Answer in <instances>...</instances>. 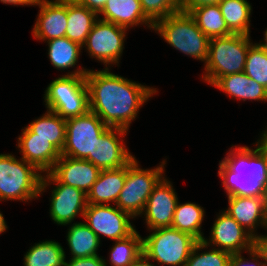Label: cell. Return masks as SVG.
<instances>
[{
	"instance_id": "5",
	"label": "cell",
	"mask_w": 267,
	"mask_h": 266,
	"mask_svg": "<svg viewBox=\"0 0 267 266\" xmlns=\"http://www.w3.org/2000/svg\"><path fill=\"white\" fill-rule=\"evenodd\" d=\"M153 30L175 49L206 63L210 39L189 13L178 11L160 19L154 23Z\"/></svg>"
},
{
	"instance_id": "40",
	"label": "cell",
	"mask_w": 267,
	"mask_h": 266,
	"mask_svg": "<svg viewBox=\"0 0 267 266\" xmlns=\"http://www.w3.org/2000/svg\"><path fill=\"white\" fill-rule=\"evenodd\" d=\"M128 266H155V265L150 263V259L144 253H142Z\"/></svg>"
},
{
	"instance_id": "34",
	"label": "cell",
	"mask_w": 267,
	"mask_h": 266,
	"mask_svg": "<svg viewBox=\"0 0 267 266\" xmlns=\"http://www.w3.org/2000/svg\"><path fill=\"white\" fill-rule=\"evenodd\" d=\"M144 14L153 22L181 11V0H140Z\"/></svg>"
},
{
	"instance_id": "14",
	"label": "cell",
	"mask_w": 267,
	"mask_h": 266,
	"mask_svg": "<svg viewBox=\"0 0 267 266\" xmlns=\"http://www.w3.org/2000/svg\"><path fill=\"white\" fill-rule=\"evenodd\" d=\"M177 203L178 197L171 182L163 177L151 192L142 213L148 228L171 227Z\"/></svg>"
},
{
	"instance_id": "9",
	"label": "cell",
	"mask_w": 267,
	"mask_h": 266,
	"mask_svg": "<svg viewBox=\"0 0 267 266\" xmlns=\"http://www.w3.org/2000/svg\"><path fill=\"white\" fill-rule=\"evenodd\" d=\"M107 128L90 110L84 115L66 119L65 144L61 156L85 159L94 164L95 142Z\"/></svg>"
},
{
	"instance_id": "16",
	"label": "cell",
	"mask_w": 267,
	"mask_h": 266,
	"mask_svg": "<svg viewBox=\"0 0 267 266\" xmlns=\"http://www.w3.org/2000/svg\"><path fill=\"white\" fill-rule=\"evenodd\" d=\"M40 12L33 28L38 40L50 41L65 37L68 25V0H37Z\"/></svg>"
},
{
	"instance_id": "17",
	"label": "cell",
	"mask_w": 267,
	"mask_h": 266,
	"mask_svg": "<svg viewBox=\"0 0 267 266\" xmlns=\"http://www.w3.org/2000/svg\"><path fill=\"white\" fill-rule=\"evenodd\" d=\"M100 171L98 167L85 159L61 156L50 173L60 183L81 189L87 194Z\"/></svg>"
},
{
	"instance_id": "43",
	"label": "cell",
	"mask_w": 267,
	"mask_h": 266,
	"mask_svg": "<svg viewBox=\"0 0 267 266\" xmlns=\"http://www.w3.org/2000/svg\"><path fill=\"white\" fill-rule=\"evenodd\" d=\"M264 40L265 42L264 43H259L263 48L264 50L267 52V29L265 31V34H264Z\"/></svg>"
},
{
	"instance_id": "37",
	"label": "cell",
	"mask_w": 267,
	"mask_h": 266,
	"mask_svg": "<svg viewBox=\"0 0 267 266\" xmlns=\"http://www.w3.org/2000/svg\"><path fill=\"white\" fill-rule=\"evenodd\" d=\"M253 248L260 255V259H263V263L267 266V235H257L254 237Z\"/></svg>"
},
{
	"instance_id": "36",
	"label": "cell",
	"mask_w": 267,
	"mask_h": 266,
	"mask_svg": "<svg viewBox=\"0 0 267 266\" xmlns=\"http://www.w3.org/2000/svg\"><path fill=\"white\" fill-rule=\"evenodd\" d=\"M65 266H107V264L105 259L95 255L84 258H71L69 262H65Z\"/></svg>"
},
{
	"instance_id": "18",
	"label": "cell",
	"mask_w": 267,
	"mask_h": 266,
	"mask_svg": "<svg viewBox=\"0 0 267 266\" xmlns=\"http://www.w3.org/2000/svg\"><path fill=\"white\" fill-rule=\"evenodd\" d=\"M228 204L224 211L253 237L257 236L254 229L259 224L267 229L266 197L229 196Z\"/></svg>"
},
{
	"instance_id": "28",
	"label": "cell",
	"mask_w": 267,
	"mask_h": 266,
	"mask_svg": "<svg viewBox=\"0 0 267 266\" xmlns=\"http://www.w3.org/2000/svg\"><path fill=\"white\" fill-rule=\"evenodd\" d=\"M204 209L196 203H177L171 227L187 233L197 241L204 239L201 232L202 221L204 220Z\"/></svg>"
},
{
	"instance_id": "29",
	"label": "cell",
	"mask_w": 267,
	"mask_h": 266,
	"mask_svg": "<svg viewBox=\"0 0 267 266\" xmlns=\"http://www.w3.org/2000/svg\"><path fill=\"white\" fill-rule=\"evenodd\" d=\"M65 251L56 241L35 243L24 255V266H65Z\"/></svg>"
},
{
	"instance_id": "42",
	"label": "cell",
	"mask_w": 267,
	"mask_h": 266,
	"mask_svg": "<svg viewBox=\"0 0 267 266\" xmlns=\"http://www.w3.org/2000/svg\"><path fill=\"white\" fill-rule=\"evenodd\" d=\"M7 229V225L5 222V219L3 217V214L0 212V234L5 232Z\"/></svg>"
},
{
	"instance_id": "33",
	"label": "cell",
	"mask_w": 267,
	"mask_h": 266,
	"mask_svg": "<svg viewBox=\"0 0 267 266\" xmlns=\"http://www.w3.org/2000/svg\"><path fill=\"white\" fill-rule=\"evenodd\" d=\"M207 245L201 241H197L194 245L190 256L185 264V266H229V260L231 253L220 250L217 248H212L208 252H203L198 254V251L205 249Z\"/></svg>"
},
{
	"instance_id": "4",
	"label": "cell",
	"mask_w": 267,
	"mask_h": 266,
	"mask_svg": "<svg viewBox=\"0 0 267 266\" xmlns=\"http://www.w3.org/2000/svg\"><path fill=\"white\" fill-rule=\"evenodd\" d=\"M249 36L230 34L211 38L202 79L213 85L220 77L244 72L247 52L252 44Z\"/></svg>"
},
{
	"instance_id": "39",
	"label": "cell",
	"mask_w": 267,
	"mask_h": 266,
	"mask_svg": "<svg viewBox=\"0 0 267 266\" xmlns=\"http://www.w3.org/2000/svg\"><path fill=\"white\" fill-rule=\"evenodd\" d=\"M80 5L90 9L100 16L108 0H76Z\"/></svg>"
},
{
	"instance_id": "13",
	"label": "cell",
	"mask_w": 267,
	"mask_h": 266,
	"mask_svg": "<svg viewBox=\"0 0 267 266\" xmlns=\"http://www.w3.org/2000/svg\"><path fill=\"white\" fill-rule=\"evenodd\" d=\"M210 235L209 241L203 239L207 246L214 245L218 247L217 249L231 254L242 253V250L248 252L253 249L254 237L225 211L214 221Z\"/></svg>"
},
{
	"instance_id": "8",
	"label": "cell",
	"mask_w": 267,
	"mask_h": 266,
	"mask_svg": "<svg viewBox=\"0 0 267 266\" xmlns=\"http://www.w3.org/2000/svg\"><path fill=\"white\" fill-rule=\"evenodd\" d=\"M142 238L143 253L159 264L185 266L197 240L172 227L152 229Z\"/></svg>"
},
{
	"instance_id": "23",
	"label": "cell",
	"mask_w": 267,
	"mask_h": 266,
	"mask_svg": "<svg viewBox=\"0 0 267 266\" xmlns=\"http://www.w3.org/2000/svg\"><path fill=\"white\" fill-rule=\"evenodd\" d=\"M46 112L22 129L20 137H43L62 152L65 144L66 119L48 109Z\"/></svg>"
},
{
	"instance_id": "22",
	"label": "cell",
	"mask_w": 267,
	"mask_h": 266,
	"mask_svg": "<svg viewBox=\"0 0 267 266\" xmlns=\"http://www.w3.org/2000/svg\"><path fill=\"white\" fill-rule=\"evenodd\" d=\"M213 86L240 101H267V89L244 72L220 77Z\"/></svg>"
},
{
	"instance_id": "38",
	"label": "cell",
	"mask_w": 267,
	"mask_h": 266,
	"mask_svg": "<svg viewBox=\"0 0 267 266\" xmlns=\"http://www.w3.org/2000/svg\"><path fill=\"white\" fill-rule=\"evenodd\" d=\"M220 0H181V11L189 13L192 9L211 4H218Z\"/></svg>"
},
{
	"instance_id": "3",
	"label": "cell",
	"mask_w": 267,
	"mask_h": 266,
	"mask_svg": "<svg viewBox=\"0 0 267 266\" xmlns=\"http://www.w3.org/2000/svg\"><path fill=\"white\" fill-rule=\"evenodd\" d=\"M89 70L78 68L52 81L44 94L45 106L63 119L86 114L89 109V91L85 75Z\"/></svg>"
},
{
	"instance_id": "41",
	"label": "cell",
	"mask_w": 267,
	"mask_h": 266,
	"mask_svg": "<svg viewBox=\"0 0 267 266\" xmlns=\"http://www.w3.org/2000/svg\"><path fill=\"white\" fill-rule=\"evenodd\" d=\"M4 4L12 5H36L37 0H0Z\"/></svg>"
},
{
	"instance_id": "27",
	"label": "cell",
	"mask_w": 267,
	"mask_h": 266,
	"mask_svg": "<svg viewBox=\"0 0 267 266\" xmlns=\"http://www.w3.org/2000/svg\"><path fill=\"white\" fill-rule=\"evenodd\" d=\"M218 5L228 29L233 34L250 35L252 7L247 0H220Z\"/></svg>"
},
{
	"instance_id": "31",
	"label": "cell",
	"mask_w": 267,
	"mask_h": 266,
	"mask_svg": "<svg viewBox=\"0 0 267 266\" xmlns=\"http://www.w3.org/2000/svg\"><path fill=\"white\" fill-rule=\"evenodd\" d=\"M142 250V237L135 231L127 238L116 240L111 248V266H128L140 254Z\"/></svg>"
},
{
	"instance_id": "10",
	"label": "cell",
	"mask_w": 267,
	"mask_h": 266,
	"mask_svg": "<svg viewBox=\"0 0 267 266\" xmlns=\"http://www.w3.org/2000/svg\"><path fill=\"white\" fill-rule=\"evenodd\" d=\"M127 28L98 18L82 47L89 55L107 64H119L122 56Z\"/></svg>"
},
{
	"instance_id": "11",
	"label": "cell",
	"mask_w": 267,
	"mask_h": 266,
	"mask_svg": "<svg viewBox=\"0 0 267 266\" xmlns=\"http://www.w3.org/2000/svg\"><path fill=\"white\" fill-rule=\"evenodd\" d=\"M50 183H55L50 197V216L58 225L71 224L78 213L83 216L87 208V194L81 189L60 183L50 172L43 175L40 193L45 191Z\"/></svg>"
},
{
	"instance_id": "20",
	"label": "cell",
	"mask_w": 267,
	"mask_h": 266,
	"mask_svg": "<svg viewBox=\"0 0 267 266\" xmlns=\"http://www.w3.org/2000/svg\"><path fill=\"white\" fill-rule=\"evenodd\" d=\"M102 20L129 28L147 24L153 29L154 23L144 14L140 0H108L102 12Z\"/></svg>"
},
{
	"instance_id": "12",
	"label": "cell",
	"mask_w": 267,
	"mask_h": 266,
	"mask_svg": "<svg viewBox=\"0 0 267 266\" xmlns=\"http://www.w3.org/2000/svg\"><path fill=\"white\" fill-rule=\"evenodd\" d=\"M83 218L87 220L86 224L99 239L100 235H103L111 240H121L136 231L129 221L133 217L117 206L109 204H88Z\"/></svg>"
},
{
	"instance_id": "7",
	"label": "cell",
	"mask_w": 267,
	"mask_h": 266,
	"mask_svg": "<svg viewBox=\"0 0 267 266\" xmlns=\"http://www.w3.org/2000/svg\"><path fill=\"white\" fill-rule=\"evenodd\" d=\"M165 162L154 169H141L135 158L128 163L124 186L115 205L133 218L140 216L154 187L164 177Z\"/></svg>"
},
{
	"instance_id": "35",
	"label": "cell",
	"mask_w": 267,
	"mask_h": 266,
	"mask_svg": "<svg viewBox=\"0 0 267 266\" xmlns=\"http://www.w3.org/2000/svg\"><path fill=\"white\" fill-rule=\"evenodd\" d=\"M253 262H248V259L242 257L241 253L232 254L229 260V266H266L263 261H259L260 255L254 248L248 251ZM255 262V263H254Z\"/></svg>"
},
{
	"instance_id": "19",
	"label": "cell",
	"mask_w": 267,
	"mask_h": 266,
	"mask_svg": "<svg viewBox=\"0 0 267 266\" xmlns=\"http://www.w3.org/2000/svg\"><path fill=\"white\" fill-rule=\"evenodd\" d=\"M22 159L34 165L40 172H50L61 157V152L43 137H18Z\"/></svg>"
},
{
	"instance_id": "21",
	"label": "cell",
	"mask_w": 267,
	"mask_h": 266,
	"mask_svg": "<svg viewBox=\"0 0 267 266\" xmlns=\"http://www.w3.org/2000/svg\"><path fill=\"white\" fill-rule=\"evenodd\" d=\"M126 166L118 169L101 170L91 190L87 193L88 204L108 205L116 201L124 186Z\"/></svg>"
},
{
	"instance_id": "6",
	"label": "cell",
	"mask_w": 267,
	"mask_h": 266,
	"mask_svg": "<svg viewBox=\"0 0 267 266\" xmlns=\"http://www.w3.org/2000/svg\"><path fill=\"white\" fill-rule=\"evenodd\" d=\"M20 160L12 154H0V201L26 202L40 196L42 172L24 159Z\"/></svg>"
},
{
	"instance_id": "24",
	"label": "cell",
	"mask_w": 267,
	"mask_h": 266,
	"mask_svg": "<svg viewBox=\"0 0 267 266\" xmlns=\"http://www.w3.org/2000/svg\"><path fill=\"white\" fill-rule=\"evenodd\" d=\"M98 17L95 12L80 5L76 0H68V25L65 37L82 46Z\"/></svg>"
},
{
	"instance_id": "1",
	"label": "cell",
	"mask_w": 267,
	"mask_h": 266,
	"mask_svg": "<svg viewBox=\"0 0 267 266\" xmlns=\"http://www.w3.org/2000/svg\"><path fill=\"white\" fill-rule=\"evenodd\" d=\"M89 91V109L106 126L128 131L138 110L156 92L155 88L141 85L104 70H89L85 75Z\"/></svg>"
},
{
	"instance_id": "30",
	"label": "cell",
	"mask_w": 267,
	"mask_h": 266,
	"mask_svg": "<svg viewBox=\"0 0 267 266\" xmlns=\"http://www.w3.org/2000/svg\"><path fill=\"white\" fill-rule=\"evenodd\" d=\"M48 43V57L52 65L59 69L65 70L77 65L78 57L82 46L67 37L52 39Z\"/></svg>"
},
{
	"instance_id": "2",
	"label": "cell",
	"mask_w": 267,
	"mask_h": 266,
	"mask_svg": "<svg viewBox=\"0 0 267 266\" xmlns=\"http://www.w3.org/2000/svg\"><path fill=\"white\" fill-rule=\"evenodd\" d=\"M262 134L255 150L246 146L235 147L219 162L218 175L223 181L228 197H266L267 130Z\"/></svg>"
},
{
	"instance_id": "15",
	"label": "cell",
	"mask_w": 267,
	"mask_h": 266,
	"mask_svg": "<svg viewBox=\"0 0 267 266\" xmlns=\"http://www.w3.org/2000/svg\"><path fill=\"white\" fill-rule=\"evenodd\" d=\"M127 130L108 127L96 140L94 146V165L100 170L118 169L126 166L135 157L123 144Z\"/></svg>"
},
{
	"instance_id": "32",
	"label": "cell",
	"mask_w": 267,
	"mask_h": 266,
	"mask_svg": "<svg viewBox=\"0 0 267 266\" xmlns=\"http://www.w3.org/2000/svg\"><path fill=\"white\" fill-rule=\"evenodd\" d=\"M244 73L267 89V52L259 43L249 46Z\"/></svg>"
},
{
	"instance_id": "26",
	"label": "cell",
	"mask_w": 267,
	"mask_h": 266,
	"mask_svg": "<svg viewBox=\"0 0 267 266\" xmlns=\"http://www.w3.org/2000/svg\"><path fill=\"white\" fill-rule=\"evenodd\" d=\"M189 14L194 18L198 28L209 39L233 34L228 29L218 4L204 5L194 8Z\"/></svg>"
},
{
	"instance_id": "25",
	"label": "cell",
	"mask_w": 267,
	"mask_h": 266,
	"mask_svg": "<svg viewBox=\"0 0 267 266\" xmlns=\"http://www.w3.org/2000/svg\"><path fill=\"white\" fill-rule=\"evenodd\" d=\"M67 233V242L72 258H84L99 255L100 239L84 222L70 225Z\"/></svg>"
}]
</instances>
